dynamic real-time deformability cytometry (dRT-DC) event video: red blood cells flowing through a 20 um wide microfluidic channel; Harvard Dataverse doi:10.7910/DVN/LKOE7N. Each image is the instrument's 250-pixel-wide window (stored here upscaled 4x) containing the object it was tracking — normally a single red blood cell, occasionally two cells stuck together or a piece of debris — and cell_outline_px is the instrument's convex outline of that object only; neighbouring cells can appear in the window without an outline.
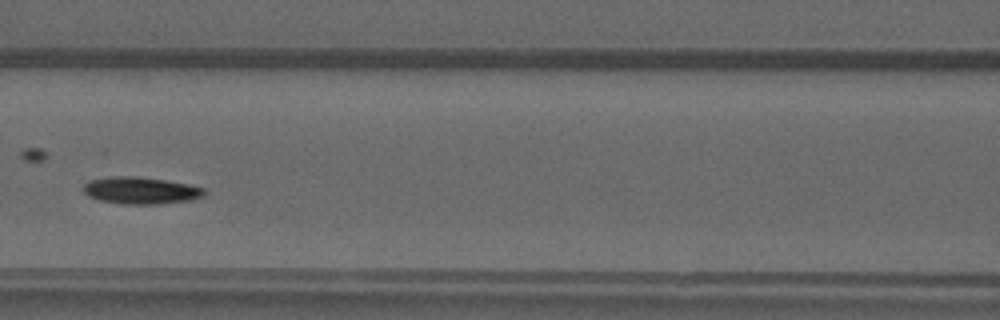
{"species": "common noctule bat (a hibernating species)", "species_latin": "Nyctalus noctula", "temperature_condition": "warm", "stored_images_in_passage": 38, "camera_frame_rate_fps": 3000, "um_per_image_px": 0.085, "animal": {"sex": "male", "forearm_length_mm": 52.5}, "frame": {"image": 1, "passage_image": 11, "time_ms": 3.333, "image_size_px": [1000, 320], "cell_outline_px": [[208, 192], [204, 196], [192, 200], [160, 204], [120, 204], [100, 200], [88, 196], [84, 192], [84, 184], [88, 180], [108, 176], [140, 176], [188, 184], [204, 188]], "centroid_in_image_um": [11.98, 16.19], "position_along_channel_um": 154.6, "area_um2": 19.31}}
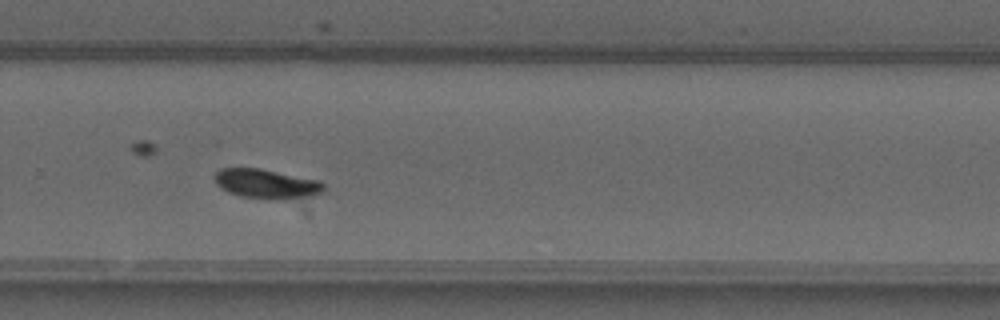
{"frame": {"image": 2, "passage_image": 22, "time_ms": 7.0, "image_size_px": [1000, 320], "cell_outline_px": [[324, 192], [312, 196], [284, 200], [272, 200], [240, 196], [228, 192], [216, 184], [212, 176], [220, 168], [260, 168], [320, 180], [324, 184]], "centroid_in_image_um": [22.66, 15.63], "position_along_channel_um": 307.1, "area_um2": 19.13}}
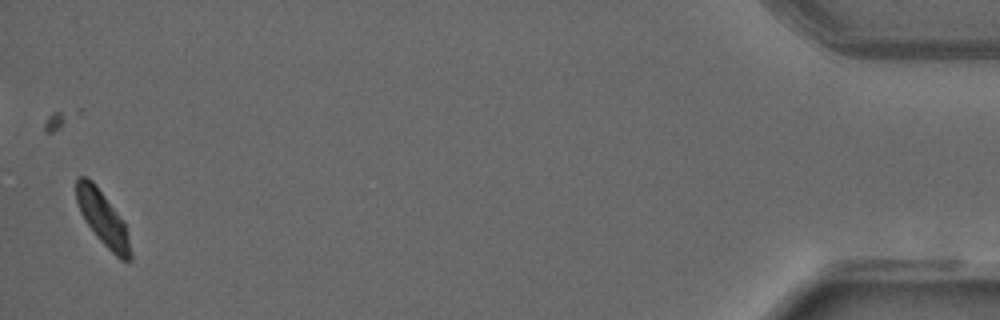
{"frame": {"image": 3, "passage_image": 37, "time_ms": 12.0, "image_size_px": [1000, 320], "cell_outline_px": [[132, 260], [120, 260], [96, 236], [84, 220], [80, 212], [76, 200], [76, 176], [84, 176], [92, 180], [96, 184], [124, 220], [132, 252]], "centroid_in_image_um": [8.74, 18.54], "position_along_channel_um": 426.5, "area_um2": 17.28}}